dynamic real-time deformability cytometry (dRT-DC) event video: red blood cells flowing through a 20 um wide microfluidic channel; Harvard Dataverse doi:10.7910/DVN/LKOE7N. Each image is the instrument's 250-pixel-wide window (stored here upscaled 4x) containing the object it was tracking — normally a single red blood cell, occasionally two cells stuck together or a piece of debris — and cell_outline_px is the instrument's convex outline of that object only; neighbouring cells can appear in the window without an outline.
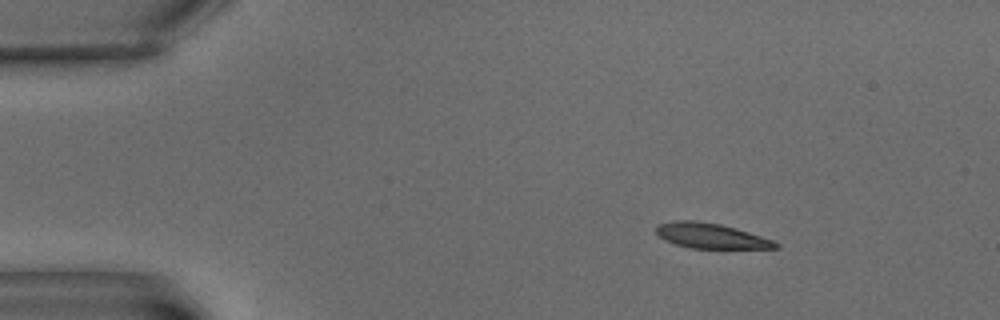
{"species": "common noctule bat (a hibernating species)", "species_latin": "Nyctalus noctula", "temperature_condition": "warm", "stored_images_in_passage": 5, "camera_frame_rate_fps": 3000, "um_per_image_px": 0.085, "animal": {"sex": "male", "body_mass_g": 15.6}, "frame": {"image": 1, "passage_image": 1, "time_ms": 0.0, "image_size_px": [1000, 320], "cell_outline_px": [[780, 248], [692, 248], [676, 244], [664, 240], [656, 232], [656, 228], [660, 224], [676, 220], [692, 220], [720, 224], [736, 228], [772, 240], [780, 244]], "centroid_in_image_um": [60.43, 20.04], "position_along_channel_um": 24.6, "area_um2": 17.22}}
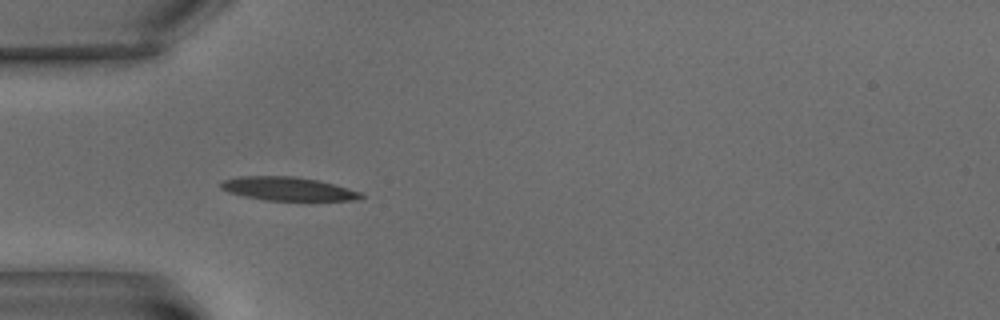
{"frame": {"image": 2, "passage_image": 4, "time_ms": 3.667, "image_size_px": [1000, 320], "cell_outline_px": [[364, 196], [360, 200], [308, 204], [264, 200], [244, 196], [228, 192], [220, 188], [220, 184], [224, 180], [236, 176], [296, 176], [320, 180], [364, 192]], "centroid_in_image_um": [24.64, 16.11], "position_along_channel_um": 60.4, "area_um2": 20.87}}